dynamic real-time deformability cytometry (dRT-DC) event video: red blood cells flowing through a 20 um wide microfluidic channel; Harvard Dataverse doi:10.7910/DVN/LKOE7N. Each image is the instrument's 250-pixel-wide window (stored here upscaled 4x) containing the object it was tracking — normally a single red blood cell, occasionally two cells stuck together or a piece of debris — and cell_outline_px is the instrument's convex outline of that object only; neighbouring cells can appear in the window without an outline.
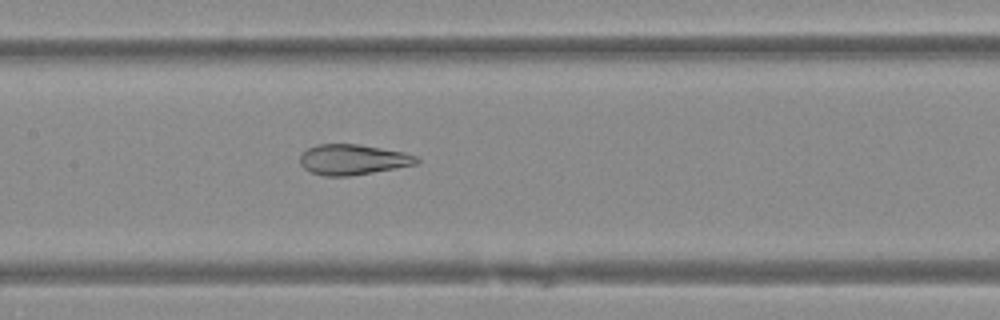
{"species": "Egyptian fruit bat (a non-hibernating species)", "species_latin": "Rousettus aegyptiacus", "temperature_condition": "warm", "stored_images_in_passage": 47, "camera_frame_rate_fps": 3000, "um_per_image_px": 0.085, "animal": {"sex": "female"}, "frame": {"image": 1, "passage_image": 22, "time_ms": 7.0, "image_size_px": [1000, 320], "cell_outline_px": [[420, 160], [416, 164], [372, 172], [348, 176], [324, 176], [312, 172], [304, 168], [300, 164], [300, 156], [308, 148], [316, 144], [360, 144], [404, 152], [416, 156]], "centroid_in_image_um": [29.98, 13.55], "position_along_channel_um": 177.4, "area_um2": 20.52}}
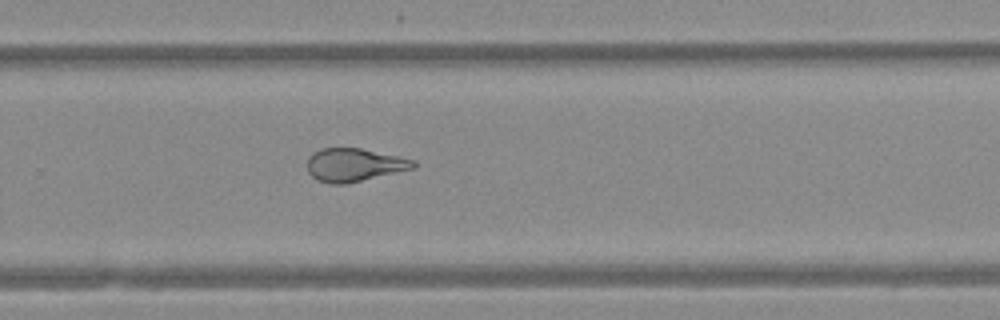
{"frame": {"image": 2, "passage_image": 31, "time_ms": 10.0, "image_size_px": [1000, 320], "cell_outline_px": [[416, 168], [344, 184], [332, 184], [316, 180], [308, 172], [308, 156], [312, 152], [320, 148], [360, 148], [416, 160]], "centroid_in_image_um": [30.09, 14.01], "position_along_channel_um": 299.7, "area_um2": 20.52}}
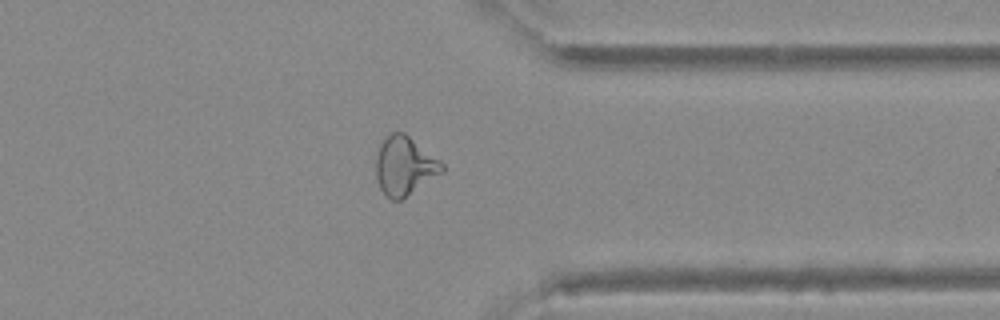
{"frame": {"image": 3, "passage_image": 37, "time_ms": 12.0, "image_size_px": [1000, 320], "cell_outline_px": [[444, 172], [400, 200], [392, 200], [380, 188], [376, 176], [376, 156], [380, 144], [384, 136], [392, 132], [404, 132], [440, 160], [444, 164]], "centroid_in_image_um": [34.39, 14.08], "position_along_channel_um": 377.0, "area_um2": 22.54}}